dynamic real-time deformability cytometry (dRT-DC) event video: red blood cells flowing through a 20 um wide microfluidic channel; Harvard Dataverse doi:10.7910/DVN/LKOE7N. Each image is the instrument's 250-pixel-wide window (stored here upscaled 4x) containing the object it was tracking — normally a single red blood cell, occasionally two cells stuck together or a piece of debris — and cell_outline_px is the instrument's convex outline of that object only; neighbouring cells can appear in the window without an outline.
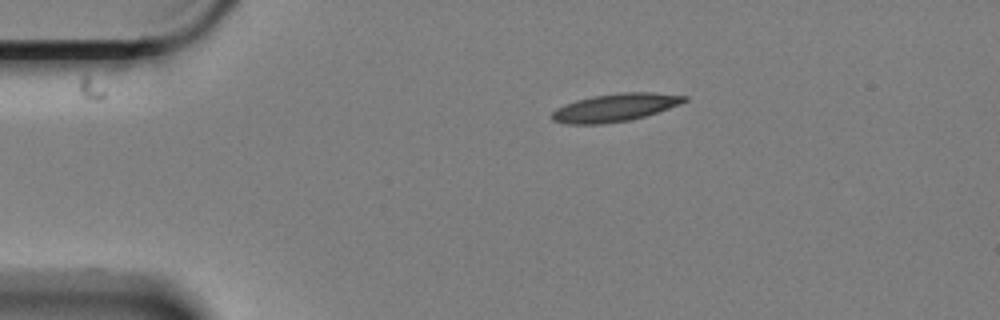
{"species": "Egyptian fruit bat (a non-hibernating species)", "species_latin": "Rousettus aegyptiacus", "temperature_condition": "cold", "stored_images_in_passage": 49, "camera_frame_rate_fps": 3000, "um_per_image_px": 0.085, "animal": {"sex": "female"}, "frame": {"image": 1, "passage_image": 1, "time_ms": 0.0, "image_size_px": [1000, 320], "cell_outline_px": [[688, 100], [680, 104], [644, 116], [628, 120], [604, 124], [568, 124], [552, 120], [552, 112], [556, 108], [564, 104], [576, 100], [592, 96], [620, 92], [652, 92], [688, 96]], "centroid_in_image_um": [52.26, 9.13], "position_along_channel_um": 32.7, "area_um2": 21.44}}
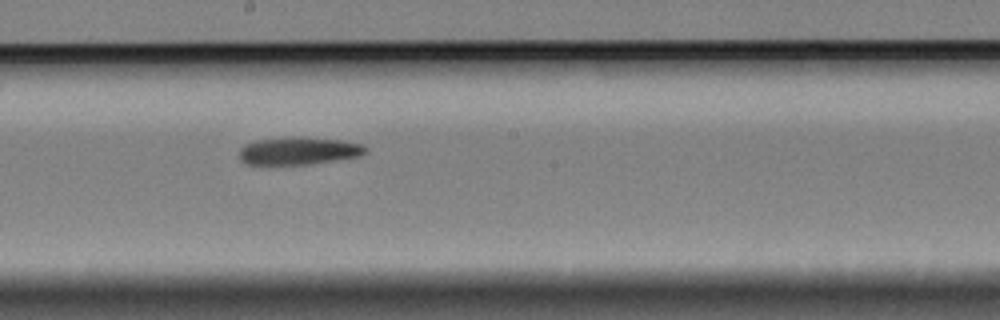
{"frame": {"image": 2, "passage_image": 22, "time_ms": 7.0, "image_size_px": [1000, 320], "cell_outline_px": [[368, 152], [360, 156], [336, 160], [308, 164], [244, 164], [240, 160], [240, 148], [244, 144], [256, 140], [296, 136], [300, 136], [340, 140], [360, 144], [368, 148]], "centroid_in_image_um": [25.38, 12.81], "position_along_channel_um": 222.8, "area_um2": 20.4}}
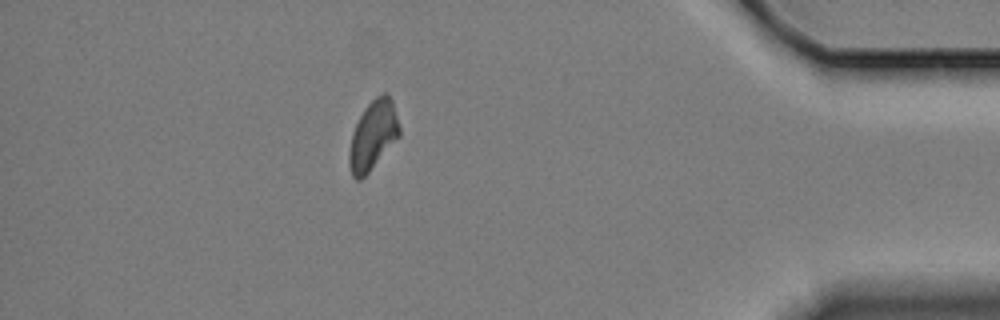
{"frame": {"image": 3, "passage_image": 42, "time_ms": 13.667, "image_size_px": [1000, 320], "cell_outline_px": [[400, 136], [368, 172], [360, 180], [356, 180], [352, 176], [348, 164], [348, 152], [352, 132], [364, 108], [376, 96], [384, 92], [388, 92], [392, 100], [400, 128]], "centroid_in_image_um": [31.69, 11.49], "position_along_channel_um": 403.5, "area_um2": 20.23}}